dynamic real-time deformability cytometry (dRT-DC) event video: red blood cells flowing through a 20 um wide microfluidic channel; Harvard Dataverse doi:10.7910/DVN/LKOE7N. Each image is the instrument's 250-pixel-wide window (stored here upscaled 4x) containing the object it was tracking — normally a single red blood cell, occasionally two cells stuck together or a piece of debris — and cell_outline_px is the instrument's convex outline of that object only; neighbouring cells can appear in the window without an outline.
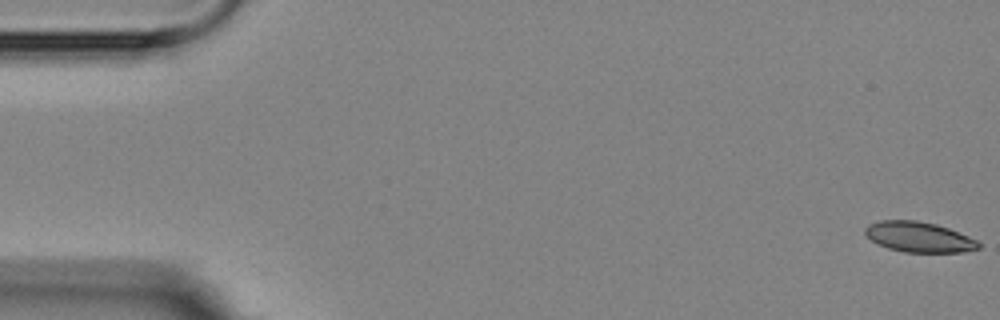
{"species": "Egyptian fruit bat (a non-hibernating species)", "species_latin": "Rousettus aegyptiacus", "temperature_condition": "room temperature", "stored_images_in_passage": 4, "camera_frame_rate_fps": 3000, "um_per_image_px": 0.085, "animal": {"sex": "female"}, "frame": {"image": 1, "passage_image": 1, "time_ms": 0.0, "image_size_px": [1000, 320], "cell_outline_px": [[980, 248], [960, 252], [904, 252], [888, 248], [872, 240], [864, 232], [864, 228], [868, 224], [880, 220], [916, 220], [936, 224], [948, 228], [968, 236], [976, 240], [980, 244]], "centroid_in_image_um": [78.09, 20.13], "position_along_channel_um": 6.9, "area_um2": 19.88}}